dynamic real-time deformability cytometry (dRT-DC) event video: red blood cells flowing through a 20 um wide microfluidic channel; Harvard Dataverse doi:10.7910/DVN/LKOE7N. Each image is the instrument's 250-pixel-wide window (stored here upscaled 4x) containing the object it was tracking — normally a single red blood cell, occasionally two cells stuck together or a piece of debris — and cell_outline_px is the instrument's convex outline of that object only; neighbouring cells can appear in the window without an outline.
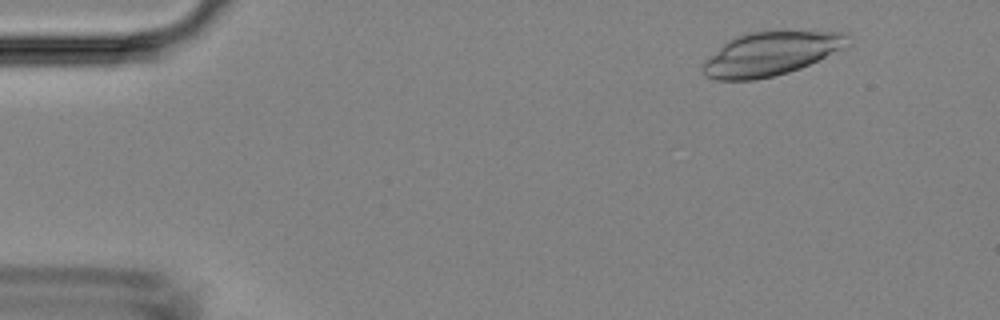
{"species": "Egyptian fruit bat (a non-hibernating species)", "species_latin": "Rousettus aegyptiacus", "temperature_condition": "room temperature", "stored_images_in_passage": 3, "camera_frame_rate_fps": 3000, "um_per_image_px": 0.085, "animal": {"sex": "female"}, "frame": {"image": 1, "passage_image": 1, "time_ms": 0.0, "image_size_px": [1000, 320], "cell_outline_px": [[852, 36], [844, 48], [800, 68], [788, 72], [772, 76], [752, 80], [716, 80], [700, 72], [700, 68], [704, 60], [728, 40], [744, 32], [844, 32]], "centroid_in_image_um": [65.46, 4.57], "position_along_channel_um": 19.5, "area_um2": 36.59}}